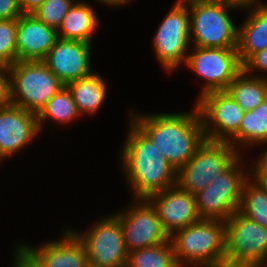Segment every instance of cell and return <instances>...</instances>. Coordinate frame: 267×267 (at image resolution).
<instances>
[{"mask_svg": "<svg viewBox=\"0 0 267 267\" xmlns=\"http://www.w3.org/2000/svg\"><path fill=\"white\" fill-rule=\"evenodd\" d=\"M137 115L132 113L131 120L176 171L188 162L206 140L197 106L192 113Z\"/></svg>", "mask_w": 267, "mask_h": 267, "instance_id": "1", "label": "cell"}, {"mask_svg": "<svg viewBox=\"0 0 267 267\" xmlns=\"http://www.w3.org/2000/svg\"><path fill=\"white\" fill-rule=\"evenodd\" d=\"M130 122L122 149V164L133 199H148L176 185L177 171L150 138L132 120Z\"/></svg>", "mask_w": 267, "mask_h": 267, "instance_id": "2", "label": "cell"}, {"mask_svg": "<svg viewBox=\"0 0 267 267\" xmlns=\"http://www.w3.org/2000/svg\"><path fill=\"white\" fill-rule=\"evenodd\" d=\"M169 240L179 267L187 263L225 267V221L200 219L174 232Z\"/></svg>", "mask_w": 267, "mask_h": 267, "instance_id": "3", "label": "cell"}, {"mask_svg": "<svg viewBox=\"0 0 267 267\" xmlns=\"http://www.w3.org/2000/svg\"><path fill=\"white\" fill-rule=\"evenodd\" d=\"M186 4L190 7V42L194 43L193 46L237 48L238 27L228 14V10L237 9V6L222 0H201Z\"/></svg>", "mask_w": 267, "mask_h": 267, "instance_id": "4", "label": "cell"}, {"mask_svg": "<svg viewBox=\"0 0 267 267\" xmlns=\"http://www.w3.org/2000/svg\"><path fill=\"white\" fill-rule=\"evenodd\" d=\"M8 71L11 104L36 115L65 86L43 61H16Z\"/></svg>", "mask_w": 267, "mask_h": 267, "instance_id": "5", "label": "cell"}, {"mask_svg": "<svg viewBox=\"0 0 267 267\" xmlns=\"http://www.w3.org/2000/svg\"><path fill=\"white\" fill-rule=\"evenodd\" d=\"M241 156L206 188L194 195L201 219L226 221L234 212L239 211L243 185L251 174L242 170Z\"/></svg>", "mask_w": 267, "mask_h": 267, "instance_id": "6", "label": "cell"}, {"mask_svg": "<svg viewBox=\"0 0 267 267\" xmlns=\"http://www.w3.org/2000/svg\"><path fill=\"white\" fill-rule=\"evenodd\" d=\"M267 258V228L239 211L225 221V267H259Z\"/></svg>", "mask_w": 267, "mask_h": 267, "instance_id": "7", "label": "cell"}, {"mask_svg": "<svg viewBox=\"0 0 267 267\" xmlns=\"http://www.w3.org/2000/svg\"><path fill=\"white\" fill-rule=\"evenodd\" d=\"M239 156V150L228 142L205 140L188 162L177 171L176 184L195 195L223 173Z\"/></svg>", "mask_w": 267, "mask_h": 267, "instance_id": "8", "label": "cell"}, {"mask_svg": "<svg viewBox=\"0 0 267 267\" xmlns=\"http://www.w3.org/2000/svg\"><path fill=\"white\" fill-rule=\"evenodd\" d=\"M72 232L84 244L90 267H126L128 252L116 215L105 217L85 233Z\"/></svg>", "mask_w": 267, "mask_h": 267, "instance_id": "9", "label": "cell"}, {"mask_svg": "<svg viewBox=\"0 0 267 267\" xmlns=\"http://www.w3.org/2000/svg\"><path fill=\"white\" fill-rule=\"evenodd\" d=\"M63 239L39 248L20 245L14 254L13 267H90L84 244L70 230Z\"/></svg>", "mask_w": 267, "mask_h": 267, "instance_id": "10", "label": "cell"}, {"mask_svg": "<svg viewBox=\"0 0 267 267\" xmlns=\"http://www.w3.org/2000/svg\"><path fill=\"white\" fill-rule=\"evenodd\" d=\"M153 39L154 51L163 68L172 72L186 62L190 42V15L186 3L174 4Z\"/></svg>", "mask_w": 267, "mask_h": 267, "instance_id": "11", "label": "cell"}, {"mask_svg": "<svg viewBox=\"0 0 267 267\" xmlns=\"http://www.w3.org/2000/svg\"><path fill=\"white\" fill-rule=\"evenodd\" d=\"M186 65L206 80L200 96L212 91H225L242 71L236 48H206L194 46L187 55Z\"/></svg>", "mask_w": 267, "mask_h": 267, "instance_id": "12", "label": "cell"}, {"mask_svg": "<svg viewBox=\"0 0 267 267\" xmlns=\"http://www.w3.org/2000/svg\"><path fill=\"white\" fill-rule=\"evenodd\" d=\"M196 106L206 140L228 142L239 131L245 111L226 91L205 93Z\"/></svg>", "mask_w": 267, "mask_h": 267, "instance_id": "13", "label": "cell"}, {"mask_svg": "<svg viewBox=\"0 0 267 267\" xmlns=\"http://www.w3.org/2000/svg\"><path fill=\"white\" fill-rule=\"evenodd\" d=\"M131 209L115 214L121 224L127 252L169 241L155 207L148 199H135ZM138 202V203H137Z\"/></svg>", "mask_w": 267, "mask_h": 267, "instance_id": "14", "label": "cell"}, {"mask_svg": "<svg viewBox=\"0 0 267 267\" xmlns=\"http://www.w3.org/2000/svg\"><path fill=\"white\" fill-rule=\"evenodd\" d=\"M148 200L155 207L169 237L201 219L194 194L181 189L177 184L151 195Z\"/></svg>", "mask_w": 267, "mask_h": 267, "instance_id": "15", "label": "cell"}, {"mask_svg": "<svg viewBox=\"0 0 267 267\" xmlns=\"http://www.w3.org/2000/svg\"><path fill=\"white\" fill-rule=\"evenodd\" d=\"M90 47L87 42L58 38L43 63L66 86L93 73L90 69Z\"/></svg>", "mask_w": 267, "mask_h": 267, "instance_id": "16", "label": "cell"}, {"mask_svg": "<svg viewBox=\"0 0 267 267\" xmlns=\"http://www.w3.org/2000/svg\"><path fill=\"white\" fill-rule=\"evenodd\" d=\"M38 132L36 114L12 104L0 108V161L25 147Z\"/></svg>", "mask_w": 267, "mask_h": 267, "instance_id": "17", "label": "cell"}, {"mask_svg": "<svg viewBox=\"0 0 267 267\" xmlns=\"http://www.w3.org/2000/svg\"><path fill=\"white\" fill-rule=\"evenodd\" d=\"M57 39V30L33 14H22L17 18V61H43Z\"/></svg>", "mask_w": 267, "mask_h": 267, "instance_id": "18", "label": "cell"}, {"mask_svg": "<svg viewBox=\"0 0 267 267\" xmlns=\"http://www.w3.org/2000/svg\"><path fill=\"white\" fill-rule=\"evenodd\" d=\"M249 12L238 28L236 50L241 64L252 54L267 49V5L251 7Z\"/></svg>", "mask_w": 267, "mask_h": 267, "instance_id": "19", "label": "cell"}, {"mask_svg": "<svg viewBox=\"0 0 267 267\" xmlns=\"http://www.w3.org/2000/svg\"><path fill=\"white\" fill-rule=\"evenodd\" d=\"M98 21L96 11L91 5L76 2L62 20L57 30L58 38L91 44V36L99 27Z\"/></svg>", "mask_w": 267, "mask_h": 267, "instance_id": "20", "label": "cell"}, {"mask_svg": "<svg viewBox=\"0 0 267 267\" xmlns=\"http://www.w3.org/2000/svg\"><path fill=\"white\" fill-rule=\"evenodd\" d=\"M106 81L96 73L70 82L66 86L72 94L79 114H95L103 105L107 94Z\"/></svg>", "mask_w": 267, "mask_h": 267, "instance_id": "21", "label": "cell"}, {"mask_svg": "<svg viewBox=\"0 0 267 267\" xmlns=\"http://www.w3.org/2000/svg\"><path fill=\"white\" fill-rule=\"evenodd\" d=\"M225 91L244 111L253 110L267 98V79L241 71Z\"/></svg>", "mask_w": 267, "mask_h": 267, "instance_id": "22", "label": "cell"}, {"mask_svg": "<svg viewBox=\"0 0 267 267\" xmlns=\"http://www.w3.org/2000/svg\"><path fill=\"white\" fill-rule=\"evenodd\" d=\"M233 140L244 145L267 142V98L255 109L244 112L239 131L228 141L237 148L238 145Z\"/></svg>", "mask_w": 267, "mask_h": 267, "instance_id": "23", "label": "cell"}, {"mask_svg": "<svg viewBox=\"0 0 267 267\" xmlns=\"http://www.w3.org/2000/svg\"><path fill=\"white\" fill-rule=\"evenodd\" d=\"M239 212L267 228V187L252 177L247 178L242 189Z\"/></svg>", "mask_w": 267, "mask_h": 267, "instance_id": "24", "label": "cell"}, {"mask_svg": "<svg viewBox=\"0 0 267 267\" xmlns=\"http://www.w3.org/2000/svg\"><path fill=\"white\" fill-rule=\"evenodd\" d=\"M81 116L78 112L75 101L67 86L61 88L54 94L45 107L37 115L38 127L41 130L43 121L51 118L60 124L70 123Z\"/></svg>", "mask_w": 267, "mask_h": 267, "instance_id": "25", "label": "cell"}, {"mask_svg": "<svg viewBox=\"0 0 267 267\" xmlns=\"http://www.w3.org/2000/svg\"><path fill=\"white\" fill-rule=\"evenodd\" d=\"M126 267H179L170 240L128 253Z\"/></svg>", "mask_w": 267, "mask_h": 267, "instance_id": "26", "label": "cell"}, {"mask_svg": "<svg viewBox=\"0 0 267 267\" xmlns=\"http://www.w3.org/2000/svg\"><path fill=\"white\" fill-rule=\"evenodd\" d=\"M17 18L0 20V67H10L17 61Z\"/></svg>", "mask_w": 267, "mask_h": 267, "instance_id": "27", "label": "cell"}, {"mask_svg": "<svg viewBox=\"0 0 267 267\" xmlns=\"http://www.w3.org/2000/svg\"><path fill=\"white\" fill-rule=\"evenodd\" d=\"M74 3L73 0H45L32 14L49 27L58 30Z\"/></svg>", "mask_w": 267, "mask_h": 267, "instance_id": "28", "label": "cell"}, {"mask_svg": "<svg viewBox=\"0 0 267 267\" xmlns=\"http://www.w3.org/2000/svg\"><path fill=\"white\" fill-rule=\"evenodd\" d=\"M253 69L264 70L267 72V49H263L252 54L243 64L242 71L249 75ZM248 73V74H247Z\"/></svg>", "mask_w": 267, "mask_h": 267, "instance_id": "29", "label": "cell"}, {"mask_svg": "<svg viewBox=\"0 0 267 267\" xmlns=\"http://www.w3.org/2000/svg\"><path fill=\"white\" fill-rule=\"evenodd\" d=\"M254 163H256L254 167L252 165V169H249L252 173L250 177L252 176L259 184L267 187V149Z\"/></svg>", "mask_w": 267, "mask_h": 267, "instance_id": "30", "label": "cell"}, {"mask_svg": "<svg viewBox=\"0 0 267 267\" xmlns=\"http://www.w3.org/2000/svg\"><path fill=\"white\" fill-rule=\"evenodd\" d=\"M11 104L10 75L7 67H0V108Z\"/></svg>", "mask_w": 267, "mask_h": 267, "instance_id": "31", "label": "cell"}, {"mask_svg": "<svg viewBox=\"0 0 267 267\" xmlns=\"http://www.w3.org/2000/svg\"><path fill=\"white\" fill-rule=\"evenodd\" d=\"M21 15L17 0H0V20L16 19Z\"/></svg>", "mask_w": 267, "mask_h": 267, "instance_id": "32", "label": "cell"}, {"mask_svg": "<svg viewBox=\"0 0 267 267\" xmlns=\"http://www.w3.org/2000/svg\"><path fill=\"white\" fill-rule=\"evenodd\" d=\"M45 0H17L22 14H32Z\"/></svg>", "mask_w": 267, "mask_h": 267, "instance_id": "33", "label": "cell"}, {"mask_svg": "<svg viewBox=\"0 0 267 267\" xmlns=\"http://www.w3.org/2000/svg\"><path fill=\"white\" fill-rule=\"evenodd\" d=\"M228 4L237 6L238 8L242 7L243 9H250L251 7L260 6L261 4L257 2L258 0H222ZM258 4V5H257Z\"/></svg>", "mask_w": 267, "mask_h": 267, "instance_id": "34", "label": "cell"}, {"mask_svg": "<svg viewBox=\"0 0 267 267\" xmlns=\"http://www.w3.org/2000/svg\"><path fill=\"white\" fill-rule=\"evenodd\" d=\"M97 1L102 2L103 4L108 5V6L109 5L119 6L120 4L123 5L124 3L126 4L130 2V0H97Z\"/></svg>", "mask_w": 267, "mask_h": 267, "instance_id": "35", "label": "cell"}, {"mask_svg": "<svg viewBox=\"0 0 267 267\" xmlns=\"http://www.w3.org/2000/svg\"><path fill=\"white\" fill-rule=\"evenodd\" d=\"M267 267V258H265L262 263L259 265V267Z\"/></svg>", "mask_w": 267, "mask_h": 267, "instance_id": "36", "label": "cell"}, {"mask_svg": "<svg viewBox=\"0 0 267 267\" xmlns=\"http://www.w3.org/2000/svg\"><path fill=\"white\" fill-rule=\"evenodd\" d=\"M192 1H201V0H179L178 3H188Z\"/></svg>", "mask_w": 267, "mask_h": 267, "instance_id": "37", "label": "cell"}]
</instances>
